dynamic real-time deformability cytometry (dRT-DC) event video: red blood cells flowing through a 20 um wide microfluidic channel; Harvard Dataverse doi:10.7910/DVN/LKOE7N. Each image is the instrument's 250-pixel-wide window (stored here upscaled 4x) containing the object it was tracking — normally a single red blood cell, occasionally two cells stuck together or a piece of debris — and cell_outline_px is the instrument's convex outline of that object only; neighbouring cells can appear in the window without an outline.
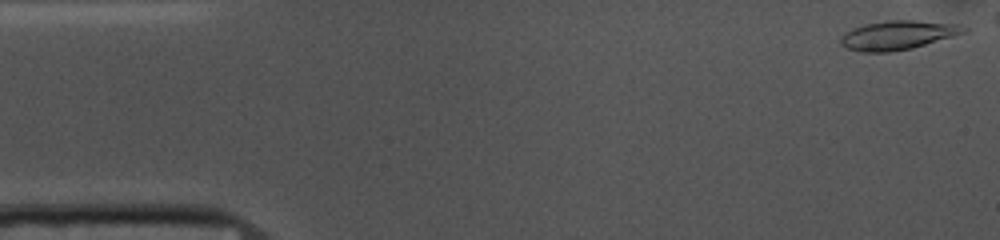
{"species": "common noctule bat (a hibernating species)", "species_latin": "Nyctalus noctula", "temperature_condition": "cold", "stored_images_in_passage": 43, "camera_frame_rate_fps": 3000, "um_per_image_px": 0.085, "animal": {"sex": "female", "body_mass_g": 10.0, "forearm_length_mm": 53.1}, "frame": {"image": 1, "passage_image": 1, "time_ms": 0.0, "image_size_px": [1000, 240], "cell_outline_px": [[968, 32], [956, 36], [912, 48], [888, 52], [864, 52], [848, 48], [840, 44], [840, 36], [852, 28], [864, 24], [888, 20], [916, 20], [964, 24], [968, 28]], "centroid_in_image_um": [76.39, 2.97], "position_along_channel_um": 8.6, "area_um2": 21.15}}
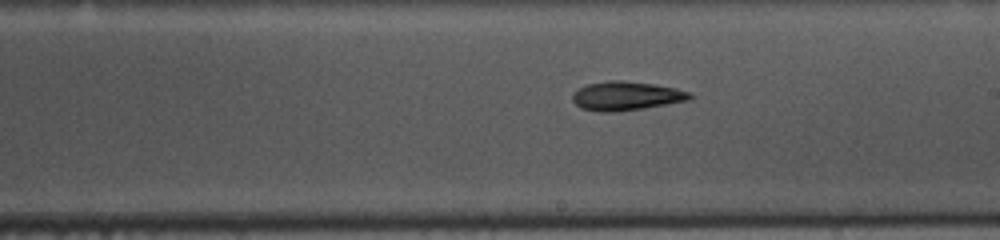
{"frame": {"image": 2, "passage_image": 28, "time_ms": 9.0, "image_size_px": [1000, 240], "cell_outline_px": [[692, 96], [688, 100], [644, 108], [616, 112], [600, 112], [580, 108], [572, 100], [572, 92], [588, 84], [612, 80], [624, 80], [652, 84], [676, 88], [692, 92]], "centroid_in_image_um": [53.21, 8.16], "position_along_channel_um": 235.8, "area_um2": 19.77}}
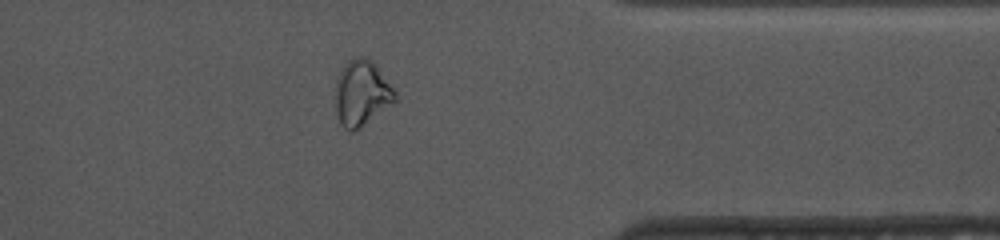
{"frame": {"image": 3, "passage_image": 41, "time_ms": 13.333, "image_size_px": [1000, 240], "cell_outline_px": [[396, 100], [360, 128], [352, 132], [344, 128], [340, 124], [336, 108], [336, 80], [344, 64], [348, 60], [356, 56], [368, 56], [376, 64], [396, 92]], "centroid_in_image_um": [30.74, 7.88], "position_along_channel_um": 380.7, "area_um2": 22.77}}